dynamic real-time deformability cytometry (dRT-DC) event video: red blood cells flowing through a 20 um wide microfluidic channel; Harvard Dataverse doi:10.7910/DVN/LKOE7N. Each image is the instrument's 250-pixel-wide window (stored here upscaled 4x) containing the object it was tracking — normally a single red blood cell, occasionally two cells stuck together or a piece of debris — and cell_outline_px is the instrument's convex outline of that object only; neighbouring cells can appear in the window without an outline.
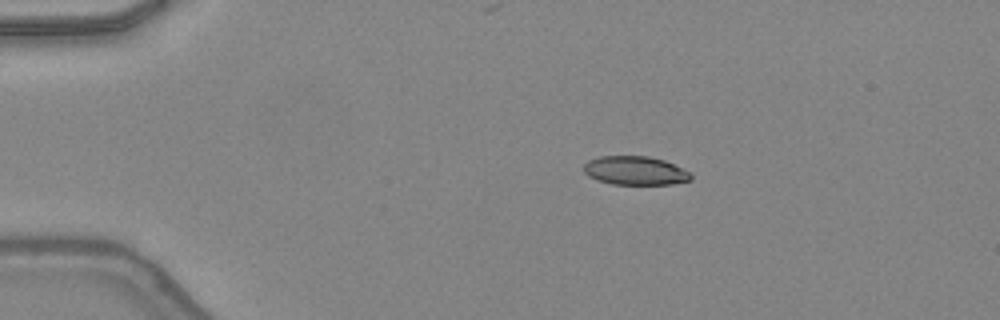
{"species": "common noctule bat (a hibernating species)", "species_latin": "Nyctalus noctula", "temperature_condition": "warm", "stored_images_in_passage": 40, "camera_frame_rate_fps": 3000, "um_per_image_px": 0.085, "animal": {"sex": "female", "body_mass_g": 24.6, "forearm_length_mm": 56.2}, "frame": {"image": 1, "passage_image": 2, "time_ms": 0.333, "image_size_px": [1000, 320], "cell_outline_px": [[692, 180], [672, 184], [612, 184], [596, 180], [588, 176], [584, 172], [584, 164], [588, 160], [600, 156], [648, 156], [664, 160], [692, 172]], "centroid_in_image_um": [54.0, 14.5], "position_along_channel_um": 31.0, "area_um2": 18.09}}
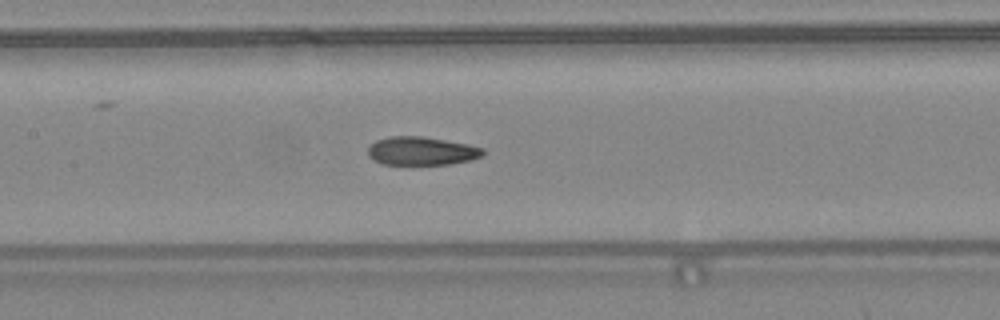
{"frame": {"image": 2, "passage_image": 16, "time_ms": 5.0, "image_size_px": [1000, 320], "cell_outline_px": [[484, 156], [472, 160], [448, 164], [380, 164], [372, 160], [368, 156], [368, 148], [376, 140], [388, 136], [420, 136], [468, 144], [484, 148]], "centroid_in_image_um": [35.83, 12.84], "position_along_channel_um": 171.6, "area_um2": 19.13}}
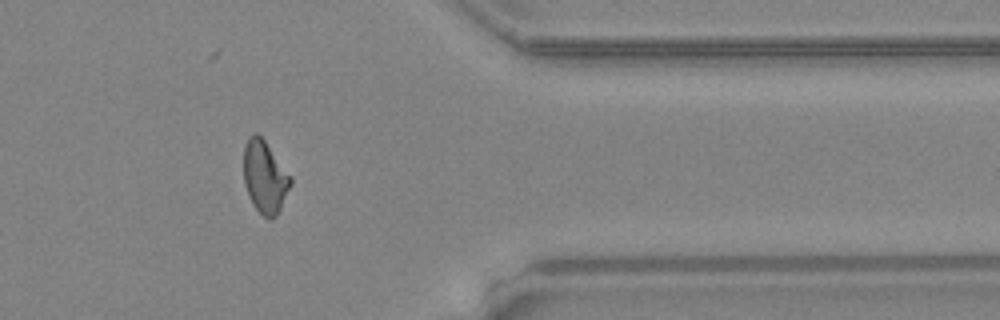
{"frame": {"image": 3, "passage_image": 32, "time_ms": 10.333, "image_size_px": [1000, 320], "cell_outline_px": [[292, 184], [276, 216], [272, 220], [268, 220], [252, 204], [248, 196], [244, 184], [244, 144], [248, 136], [252, 132], [256, 132], [264, 140], [292, 176]], "centroid_in_image_um": [22.51, 15.03], "position_along_channel_um": 388.9, "area_um2": 20.0}, "authors_computed_cell_mechanics": {"area_um2": 19.4786, "velocity_mm_per_s": 4.3849, "shape_relaxation_time_tau1_ms": null, "shape_relaxation_time_tau2_ms": 1.4766, "deformation_change_tau1": null, "deformation_change_tau2": 0.0817}}